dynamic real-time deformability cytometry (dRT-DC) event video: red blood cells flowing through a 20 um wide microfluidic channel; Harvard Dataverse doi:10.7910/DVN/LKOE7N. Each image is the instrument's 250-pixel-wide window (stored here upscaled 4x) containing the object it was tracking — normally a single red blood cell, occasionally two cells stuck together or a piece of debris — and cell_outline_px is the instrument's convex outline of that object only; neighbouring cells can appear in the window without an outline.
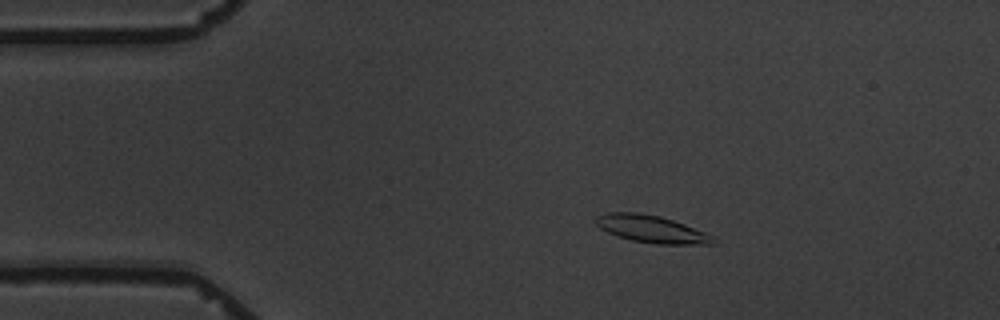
{"species": "common noctule bat (a hibernating species)", "species_latin": "Nyctalus noctula", "temperature_condition": "warm", "stored_images_in_passage": 6, "camera_frame_rate_fps": 3000, "um_per_image_px": 0.085, "animal": {"sex": "male", "body_mass_g": 19.5, "forearm_length_mm": 54.6}, "frame": {"image": 1, "passage_image": 3, "time_ms": 2.0, "image_size_px": [1000, 320], "cell_outline_px": [[716, 244], [656, 244], [632, 240], [616, 236], [600, 228], [596, 224], [596, 216], [608, 212], [640, 212], [660, 216], [684, 224], [704, 232], [712, 236], [716, 240]], "centroid_in_image_um": [55.36, 19.46], "position_along_channel_um": 29.6, "area_um2": 18.61}}
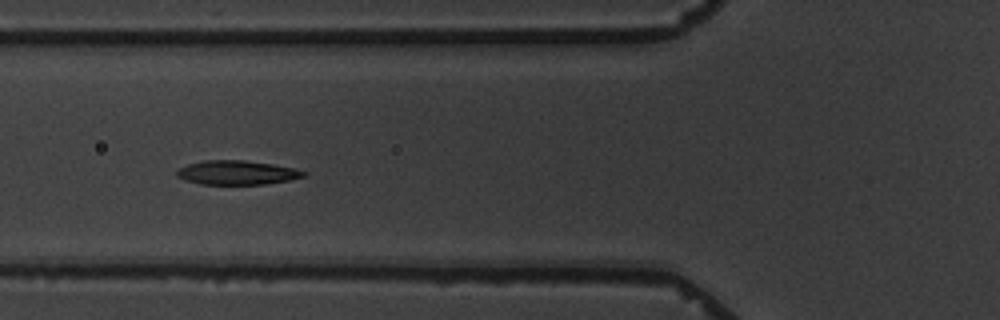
{"frame": {"image": 2, "passage_image": 6, "time_ms": 5.667, "image_size_px": [1000, 320], "cell_outline_px": [[308, 172], [304, 176], [288, 180], [264, 184], [200, 184], [184, 180], [176, 176], [176, 172], [180, 168], [188, 164], [204, 160], [244, 160], [272, 164], [296, 168]], "centroid_in_image_um": [20.13, 14.67], "position_along_channel_um": 105.7, "area_um2": 17.8}}